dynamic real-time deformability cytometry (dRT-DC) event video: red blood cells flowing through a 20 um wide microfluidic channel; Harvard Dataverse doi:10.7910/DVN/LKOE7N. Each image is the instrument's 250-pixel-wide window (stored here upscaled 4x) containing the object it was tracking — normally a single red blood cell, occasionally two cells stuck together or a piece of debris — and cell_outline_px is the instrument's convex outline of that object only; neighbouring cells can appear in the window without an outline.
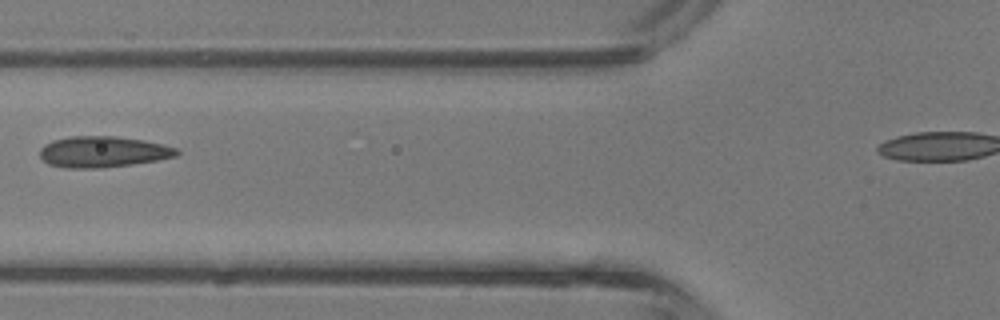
{"species": "common noctule bat (a hibernating species)", "species_latin": "Nyctalus noctula", "temperature_condition": "room temperature", "stored_images_in_passage": 4, "segment_of_instrument_passage": [1, 2], "camera_frame_rate_fps": 3000, "um_per_image_px": 0.085, "animal": {"sex": "male", "body_mass_g": 13.3}, "frame": {"image": 1, "passage_image": 3, "time_ms": 0.667, "image_size_px": [1000, 320], "cell_outline_px": [[180, 152], [176, 156], [156, 160], [132, 164], [104, 168], [64, 168], [48, 164], [40, 156], [40, 148], [44, 144], [52, 140], [68, 136], [116, 136], [144, 140], [164, 144], [176, 148]], "centroid_in_image_um": [8.73, 12.9], "position_along_channel_um": 117.1, "area_um2": 24.97}}